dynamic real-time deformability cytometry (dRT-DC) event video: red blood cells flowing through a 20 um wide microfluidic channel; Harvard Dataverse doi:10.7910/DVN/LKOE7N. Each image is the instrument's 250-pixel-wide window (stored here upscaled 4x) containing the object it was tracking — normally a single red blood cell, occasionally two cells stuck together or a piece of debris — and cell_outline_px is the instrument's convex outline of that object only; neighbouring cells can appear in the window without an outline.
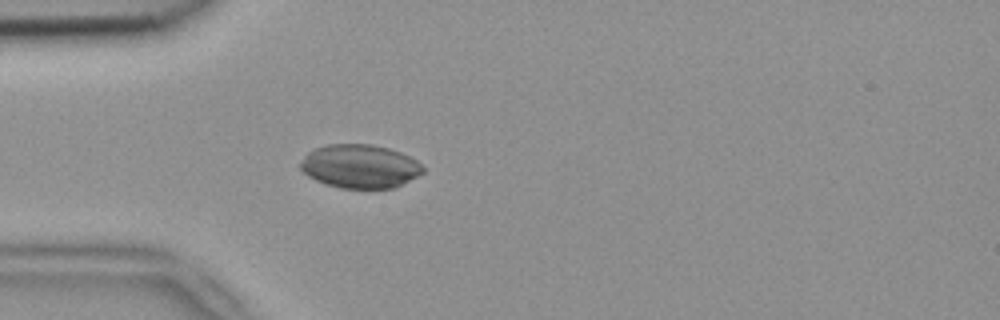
{"species": "common noctule bat (a hibernating species)", "species_latin": "Nyctalus noctula", "temperature_condition": "room temperature", "stored_images_in_passage": 3, "camera_frame_rate_fps": 3000, "um_per_image_px": 0.085, "animal": {"sex": "female", "body_mass_g": 18.4}, "frame": {"image": 1, "passage_image": 3, "time_ms": 0.667, "image_size_px": [1000, 320], "cell_outline_px": [[424, 172], [392, 188], [340, 188], [324, 184], [308, 176], [300, 168], [300, 164], [304, 156], [308, 152], [316, 148], [328, 144], [372, 144], [388, 148], [400, 152], [416, 160], [424, 168]], "centroid_in_image_um": [30.56, 14.13], "position_along_channel_um": 54.4, "area_um2": 30.92}}